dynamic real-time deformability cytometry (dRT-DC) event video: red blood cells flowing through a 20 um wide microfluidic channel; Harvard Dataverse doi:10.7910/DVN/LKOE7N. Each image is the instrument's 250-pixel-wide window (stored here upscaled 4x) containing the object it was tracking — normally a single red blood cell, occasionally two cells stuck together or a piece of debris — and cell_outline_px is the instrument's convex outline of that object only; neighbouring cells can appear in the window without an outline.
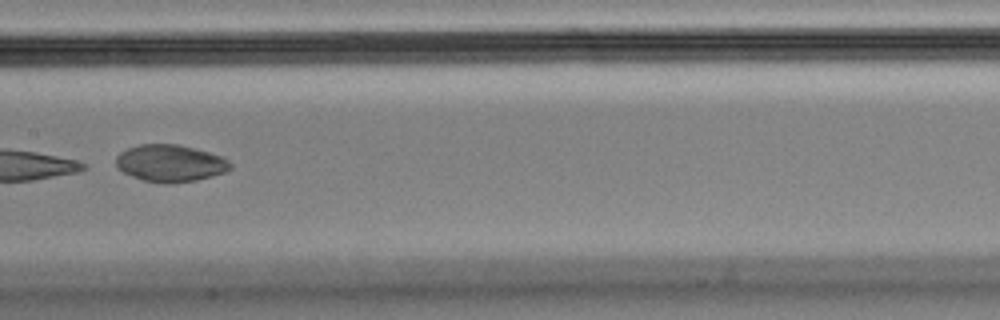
{"species": "Egyptian fruit bat (a non-hibernating species)", "species_latin": "Rousettus aegyptiacus", "temperature_condition": "cold", "stored_images_in_passage": 8, "camera_frame_rate_fps": 3000, "um_per_image_px": 0.085, "animal": {"sex": "male"}, "frame": {"image": 1, "passage_image": 4, "time_ms": 1.0, "image_size_px": [1000, 320], "cell_outline_px": [[232, 168], [224, 172], [212, 176], [196, 180], [172, 184], [164, 184], [144, 180], [132, 176], [116, 168], [116, 156], [120, 152], [128, 148], [140, 144], [176, 144], [208, 152], [220, 156], [228, 160], [232, 164]], "centroid_in_image_um": [14.45, 13.88], "position_along_channel_um": 192.9, "area_um2": 24.68}}